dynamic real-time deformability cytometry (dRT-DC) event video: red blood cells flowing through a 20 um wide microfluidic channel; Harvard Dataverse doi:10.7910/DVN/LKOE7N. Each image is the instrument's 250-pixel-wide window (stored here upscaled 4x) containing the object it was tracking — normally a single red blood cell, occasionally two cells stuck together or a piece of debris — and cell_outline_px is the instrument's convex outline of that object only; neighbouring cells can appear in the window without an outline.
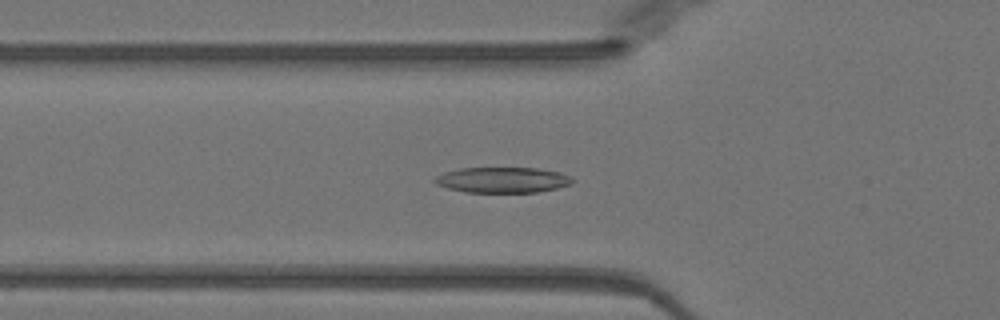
{"species": "Egyptian fruit bat (a non-hibernating species)", "species_latin": "Rousettus aegyptiacus", "temperature_condition": "warm", "stored_images_in_passage": 36, "camera_frame_rate_fps": 3000, "um_per_image_px": 0.085, "animal": {"sex": "female"}, "frame": {"image": 1, "passage_image": 3, "time_ms": 0.667, "image_size_px": [1000, 320], "cell_outline_px": [[576, 180], [572, 184], [556, 188], [536, 192], [464, 192], [448, 188], [436, 184], [432, 180], [436, 176], [444, 172], [460, 168], [536, 168], [560, 172], [572, 176]], "centroid_in_image_um": [42.74, 15.29], "position_along_channel_um": 83.1, "area_um2": 20.63}}
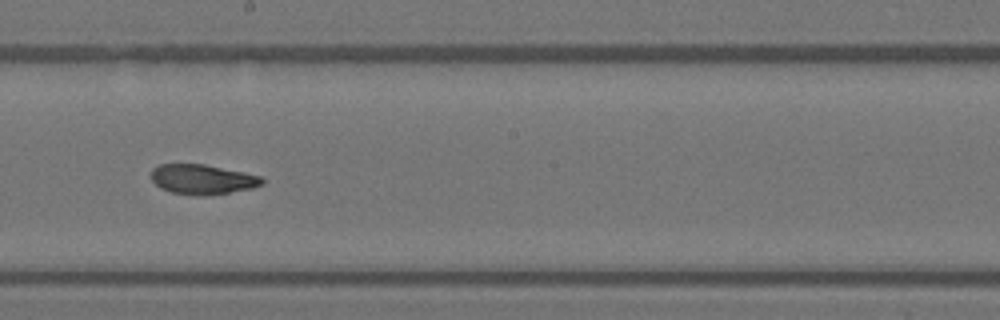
{"frame": {"image": 2, "passage_image": 14, "time_ms": 4.333, "image_size_px": [1000, 320], "cell_outline_px": [[264, 184], [252, 188], [204, 196], [196, 196], [172, 192], [160, 188], [152, 180], [152, 168], [160, 164], [204, 164], [244, 172], [260, 176], [264, 180]], "centroid_in_image_um": [17.2, 15.24], "position_along_channel_um": 231.0, "area_um2": 19.25}}
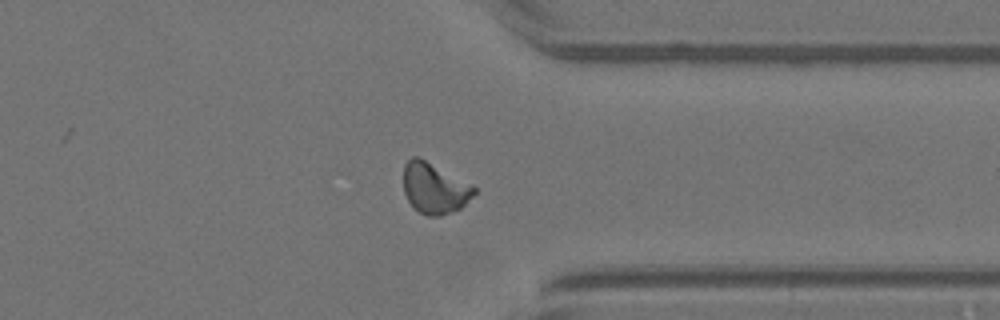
{"frame": {"image": 3, "passage_image": 25, "time_ms": 8.0, "image_size_px": [1000, 320], "cell_outline_px": [[476, 192], [460, 208], [440, 216], [428, 216], [420, 212], [408, 200], [404, 192], [404, 164], [412, 156], [420, 156], [476, 188]], "centroid_in_image_um": [36.9, 15.98], "position_along_channel_um": 374.5, "area_um2": 20.52}, "authors_computed_cell_mechanics": {"area_um2": 19.941, "velocity_mm_per_s": 4.003, "shape_relaxation_time_tau1_ms": 7.2962, "shape_relaxation_time_tau2_ms": 1.6529, "deformation_change_tau1": 0.2454, "deformation_change_tau2": 0.0751}}